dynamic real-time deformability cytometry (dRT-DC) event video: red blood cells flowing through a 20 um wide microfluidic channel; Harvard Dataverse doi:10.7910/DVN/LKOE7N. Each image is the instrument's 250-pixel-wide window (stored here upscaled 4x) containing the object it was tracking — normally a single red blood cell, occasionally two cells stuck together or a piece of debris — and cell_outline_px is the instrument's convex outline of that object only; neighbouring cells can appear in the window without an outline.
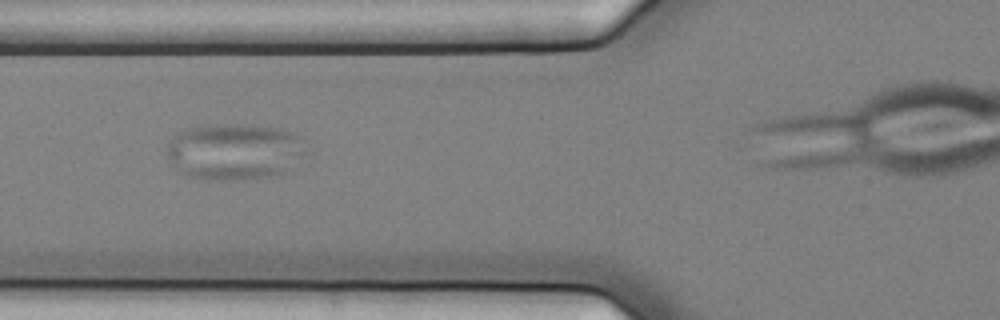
{"species": "common noctule bat (a hibernating species)", "species_latin": "Nyctalus noctula", "temperature_condition": "cold", "stored_images_in_passage": 14, "camera_frame_rate_fps": 3000, "um_per_image_px": 0.085, "animal": {"sex": "female", "body_mass_g": 25.1}, "frame": {"image": 1, "passage_image": 7, "time_ms": 2.0, "image_size_px": [1000, 320], "cell_outline_px": [[304, 152], [284, 172], [268, 176], [236, 180], [204, 180], [188, 176], [180, 172], [172, 164], [168, 156], [168, 144], [176, 132], [184, 128], [204, 124], [252, 124], [280, 128], [292, 132], [296, 136]], "centroid_in_image_um": [19.81, 12.86], "position_along_channel_um": 106.0, "area_um2": 45.6}}
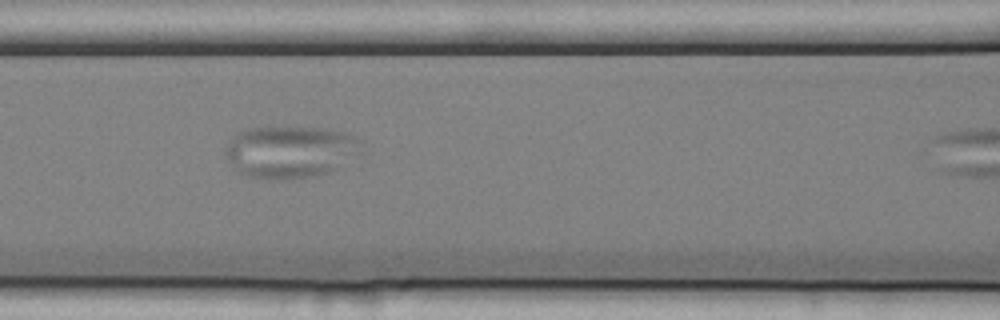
{"frame": {"image": 2, "passage_image": 10, "time_ms": 3.0, "image_size_px": [1000, 320], "cell_outline_px": [[360, 152], [336, 168], [328, 172], [312, 176], [280, 180], [248, 176], [240, 172], [232, 164], [224, 152], [224, 148], [228, 140], [232, 136], [240, 132], [252, 128], [324, 128], [348, 132], [360, 140]], "centroid_in_image_um": [24.66, 12.89], "position_along_channel_um": 141.9, "area_um2": 40.81}}